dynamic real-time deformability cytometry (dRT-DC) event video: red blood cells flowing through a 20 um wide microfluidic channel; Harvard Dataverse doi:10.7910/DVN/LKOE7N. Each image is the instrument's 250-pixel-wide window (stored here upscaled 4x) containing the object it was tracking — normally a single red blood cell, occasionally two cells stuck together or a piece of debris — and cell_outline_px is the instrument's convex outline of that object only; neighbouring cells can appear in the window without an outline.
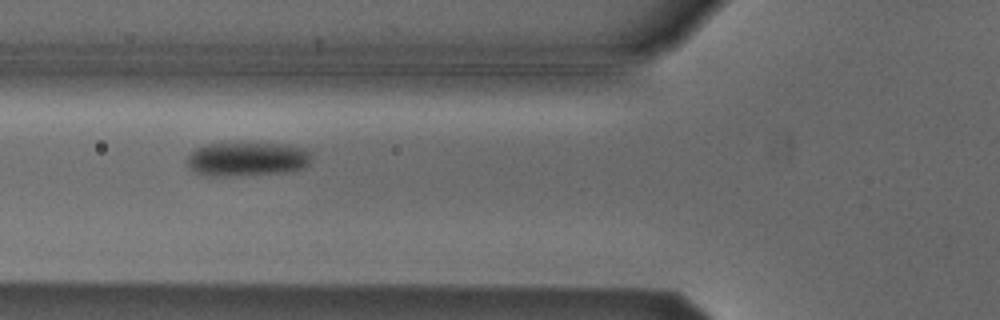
{"species": "Egyptian fruit bat (a non-hibernating species)", "species_latin": "Rousettus aegyptiacus", "temperature_condition": "cold", "stored_images_in_passage": 2, "camera_frame_rate_fps": 3000, "um_per_image_px": 0.085, "animal": {"sex": "male"}, "frame": {"image": 1, "passage_image": 2, "time_ms": 0.333, "image_size_px": [1000, 320], "cell_outline_px": [[312, 156], [308, 164], [304, 168], [288, 172], [224, 176], [204, 176], [196, 172], [188, 164], [188, 156], [196, 148], [204, 144], [288, 144], [308, 148]], "centroid_in_image_um": [21.06, 13.52], "position_along_channel_um": 104.7, "area_um2": 24.62}}